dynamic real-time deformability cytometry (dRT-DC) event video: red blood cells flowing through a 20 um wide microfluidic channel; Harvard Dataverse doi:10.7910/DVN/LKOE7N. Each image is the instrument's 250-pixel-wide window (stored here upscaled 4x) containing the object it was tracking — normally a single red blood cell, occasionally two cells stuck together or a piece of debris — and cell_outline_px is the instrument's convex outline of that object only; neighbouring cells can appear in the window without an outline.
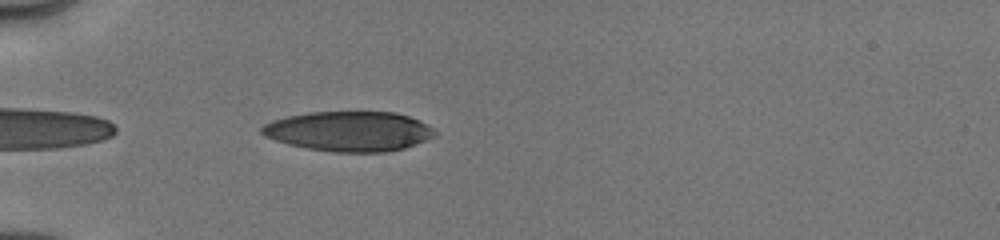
{"species": "human", "species_latin": "Homo sapiens", "temperature_condition": "cold", "stored_images_in_passage": 36, "camera_frame_rate_fps": 3000, "um_per_image_px": 0.085, "donor": {"sex": "male"}, "frame": {"image": 1, "passage_image": 2, "time_ms": 0.333, "image_size_px": [1000, 240], "cell_outline_px": [[436, 136], [428, 140], [404, 148], [388, 152], [332, 152], [304, 148], [288, 144], [264, 136], [260, 132], [260, 128], [264, 124], [272, 120], [288, 116], [308, 112], [396, 112], [420, 120], [432, 128], [436, 132]], "centroid_in_image_um": [29.67, 11.16], "position_along_channel_um": 55.3, "area_um2": 40.52}}
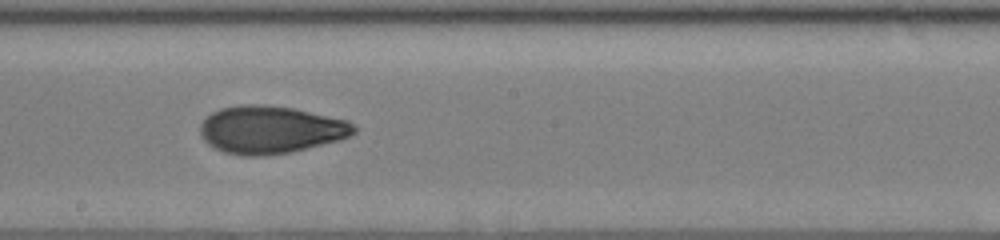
{"frame": {"image": 2, "passage_image": 21, "time_ms": 5.0, "image_size_px": [1000, 240], "cell_outline_px": [[356, 132], [348, 136], [336, 140], [288, 152], [260, 156], [244, 156], [224, 152], [208, 144], [204, 140], [200, 132], [200, 124], [212, 112], [220, 108], [240, 104], [264, 104], [292, 108], [348, 120], [356, 128]], "centroid_in_image_um": [22.95, 11.01], "position_along_channel_um": 225.3, "area_um2": 42.25}}
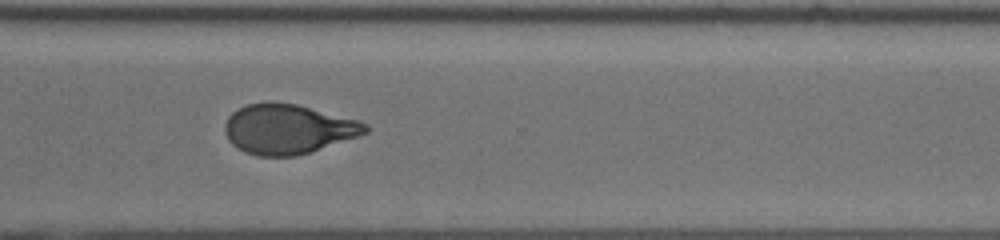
{"frame": {"image": 3, "passage_image": 35, "time_ms": 8.0, "image_size_px": [1000, 240], "cell_outline_px": [[372, 128], [368, 132], [360, 136], [296, 156], [256, 156], [244, 152], [232, 144], [228, 140], [224, 132], [224, 124], [228, 116], [232, 112], [248, 104], [268, 100], [272, 100], [296, 104], [360, 120], [368, 124]], "centroid_in_image_um": [24.49, 10.95], "position_along_channel_um": 346.1, "area_um2": 41.27}}